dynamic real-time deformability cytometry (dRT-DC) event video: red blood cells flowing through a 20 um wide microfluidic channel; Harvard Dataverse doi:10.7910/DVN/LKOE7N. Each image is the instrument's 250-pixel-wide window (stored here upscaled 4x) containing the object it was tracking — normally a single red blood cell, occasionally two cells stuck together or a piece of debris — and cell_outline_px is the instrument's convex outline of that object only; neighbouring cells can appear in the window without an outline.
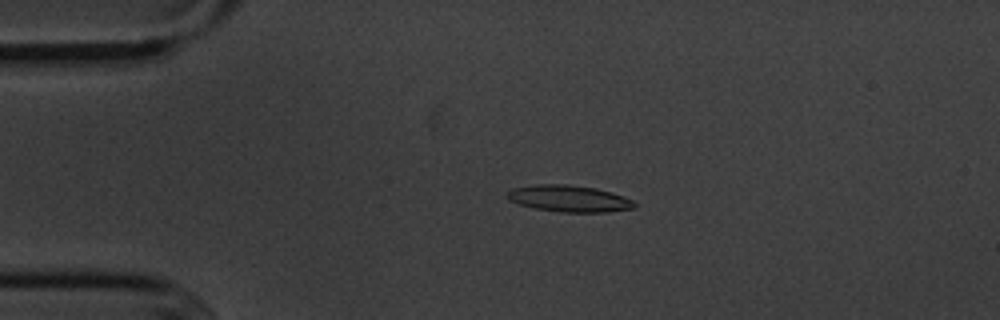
{"species": "common noctule bat (a hibernating species)", "species_latin": "Nyctalus noctula", "temperature_condition": "cold", "stored_images_in_passage": 49, "camera_frame_rate_fps": 3000, "um_per_image_px": 0.085, "animal": {"sex": "male", "body_mass_g": 20.1, "forearm_length_mm": 53.5}, "frame": {"image": 1, "passage_image": 6, "time_ms": 1.667, "image_size_px": [1000, 320], "cell_outline_px": [[636, 208], [608, 212], [560, 212], [536, 208], [520, 204], [508, 200], [508, 192], [512, 188], [536, 184], [568, 184], [596, 188], [612, 192], [624, 196], [632, 200], [636, 204]], "centroid_in_image_um": [48.41, 16.87], "position_along_channel_um": 36.6, "area_um2": 19.77}}
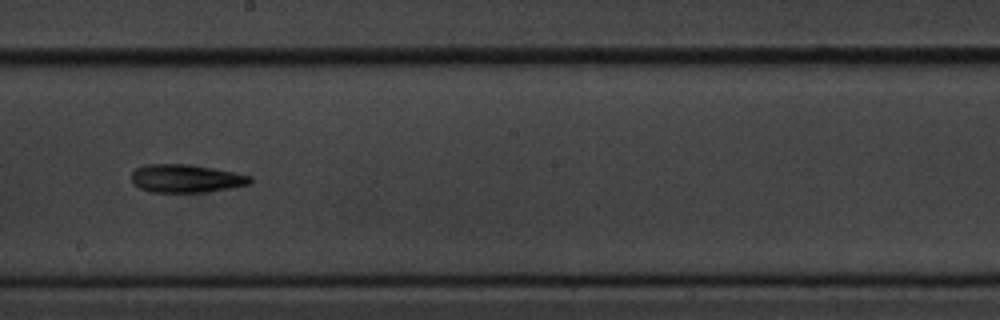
{"frame": {"image": 2, "passage_image": 25, "time_ms": 8.0, "image_size_px": [1000, 320], "cell_outline_px": [[252, 180], [248, 184], [232, 188], [204, 192], [148, 192], [132, 184], [132, 172], [136, 168], [144, 164], [188, 164], [232, 172], [252, 176]], "centroid_in_image_um": [15.76, 15.17], "position_along_channel_um": 232.4, "area_um2": 19.42}}
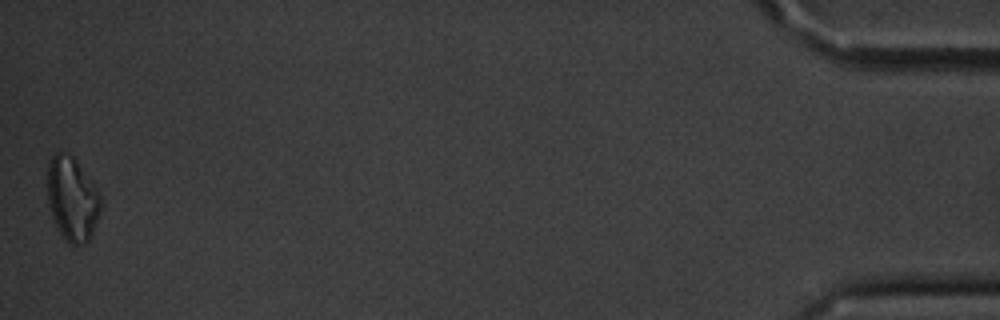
{"frame": {"image": 3, "passage_image": 49, "time_ms": 16.0, "image_size_px": [1000, 320], "cell_outline_px": [[104, 204], [92, 232], [88, 240], [84, 244], [68, 244], [64, 240], [52, 216], [48, 204], [48, 164], [52, 156], [56, 152], [60, 152], [72, 156], [76, 160], [104, 196]], "centroid_in_image_um": [6.19, 16.91], "position_along_channel_um": 429.0, "area_um2": 26.36}, "authors_computed_cell_mechanics": {"area_um2": 19.4208, "velocity_mm_per_s": 3.6097, "shape_relaxation_time_tau1_ms": 8.2056, "shape_relaxation_time_tau2_ms": null, "deformation_change_tau1": 0.172, "deformation_change_tau2": null}}